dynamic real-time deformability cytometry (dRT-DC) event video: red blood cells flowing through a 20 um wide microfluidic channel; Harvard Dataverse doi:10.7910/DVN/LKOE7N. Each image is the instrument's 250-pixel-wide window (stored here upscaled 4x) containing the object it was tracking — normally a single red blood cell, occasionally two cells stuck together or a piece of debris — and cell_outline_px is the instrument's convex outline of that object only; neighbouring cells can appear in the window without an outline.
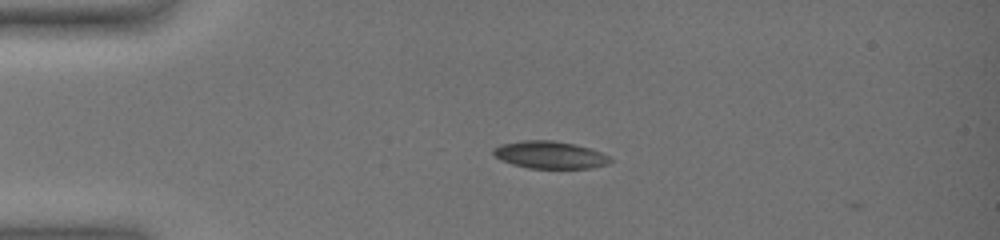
{"species": "common noctule bat (a hibernating species)", "species_latin": "Nyctalus noctula", "temperature_condition": "warm", "stored_images_in_passage": 6, "camera_frame_rate_fps": 3000, "um_per_image_px": 0.085, "animal": {"sex": "female", "body_mass_g": 19.0, "forearm_length_mm": 51.5}, "frame": {"image": 1, "passage_image": 1, "time_ms": 0.0, "image_size_px": [1000, 240], "cell_outline_px": [[612, 160], [608, 164], [592, 168], [528, 168], [512, 164], [500, 160], [492, 152], [492, 148], [500, 144], [524, 140], [552, 140], [572, 144], [588, 148], [600, 152], [608, 156]], "centroid_in_image_um": [46.7, 13.17], "position_along_channel_um": 38.3, "area_um2": 18.55}}